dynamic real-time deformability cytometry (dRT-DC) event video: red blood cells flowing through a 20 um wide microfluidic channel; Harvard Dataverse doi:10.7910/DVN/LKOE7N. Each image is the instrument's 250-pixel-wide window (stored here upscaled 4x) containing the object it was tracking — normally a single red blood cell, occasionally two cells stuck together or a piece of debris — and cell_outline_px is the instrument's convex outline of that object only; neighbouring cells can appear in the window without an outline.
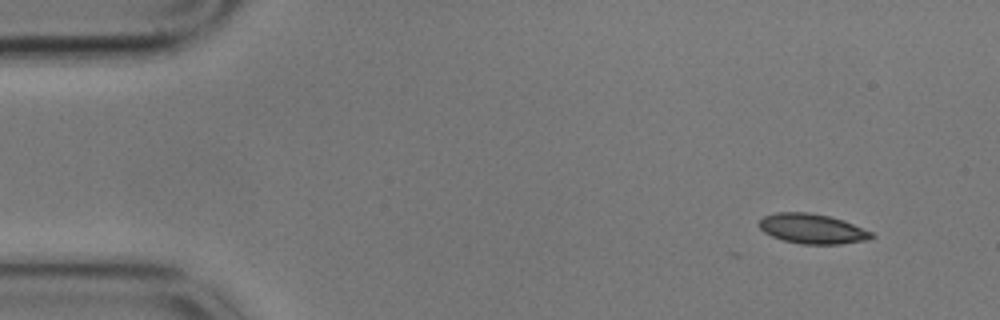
{"species": "common noctule bat (a hibernating species)", "species_latin": "Nyctalus noctula", "temperature_condition": "cold", "stored_images_in_passage": 5, "camera_frame_rate_fps": 3000, "um_per_image_px": 0.085, "animal": {"sex": "male", "body_mass_g": 17.9}, "frame": {"image": 1, "passage_image": 1, "time_ms": 0.0, "image_size_px": [1000, 320], "cell_outline_px": [[876, 236], [868, 240], [840, 244], [804, 244], [784, 240], [772, 236], [764, 232], [760, 228], [760, 220], [764, 216], [776, 212], [808, 212], [828, 216], [844, 220], [872, 232]], "centroid_in_image_um": [69.07, 19.44], "position_along_channel_um": 15.9, "area_um2": 19.48}}